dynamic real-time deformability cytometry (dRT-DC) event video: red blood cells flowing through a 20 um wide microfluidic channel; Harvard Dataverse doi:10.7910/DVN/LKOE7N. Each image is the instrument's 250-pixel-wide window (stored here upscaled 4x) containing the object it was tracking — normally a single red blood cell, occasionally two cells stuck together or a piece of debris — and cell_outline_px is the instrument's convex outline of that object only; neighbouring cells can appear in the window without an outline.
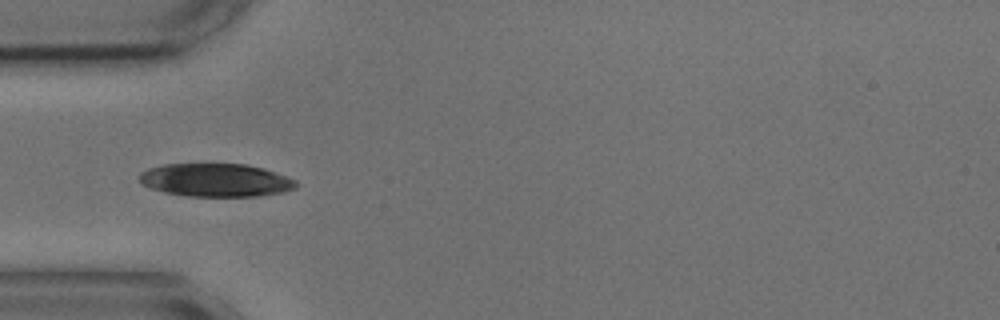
{"species": "common noctule bat (a hibernating species)", "species_latin": "Nyctalus noctula", "temperature_condition": "cold", "stored_images_in_passage": 28, "camera_frame_rate_fps": 3000, "um_per_image_px": 0.085, "animal": {"sex": "male", "body_mass_g": 17.9, "forearm_length_mm": 54.2}, "frame": {"image": 1, "passage_image": 5, "time_ms": 1.333, "image_size_px": [1000, 320], "cell_outline_px": [[296, 188], [284, 192], [256, 196], [184, 196], [164, 192], [152, 188], [144, 184], [140, 180], [140, 172], [148, 168], [164, 164], [244, 164], [264, 168], [296, 180]], "centroid_in_image_um": [18.35, 15.31], "position_along_channel_um": 66.7, "area_um2": 30.17}}